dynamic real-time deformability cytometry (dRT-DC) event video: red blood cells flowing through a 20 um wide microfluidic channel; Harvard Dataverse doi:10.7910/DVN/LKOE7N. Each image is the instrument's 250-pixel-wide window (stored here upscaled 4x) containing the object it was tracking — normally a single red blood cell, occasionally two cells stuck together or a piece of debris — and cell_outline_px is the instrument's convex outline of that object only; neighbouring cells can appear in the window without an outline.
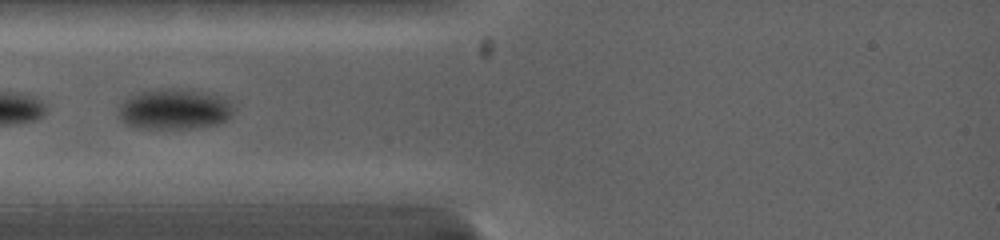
{"species": "common noctule bat (a hibernating species)", "species_latin": "Nyctalus noctula", "temperature_condition": "warm", "stored_images_in_passage": 14, "camera_frame_rate_fps": 5000, "um_per_image_px": 0.085, "animal": {"sex": "female", "body_mass_g": 19.0, "forearm_length_mm": 53.3}, "frame": {"image": 1, "passage_image": 5, "time_ms": 2.0, "image_size_px": [1000, 240], "cell_outline_px": [[236, 108], [224, 120], [216, 124], [192, 128], [148, 128], [128, 124], [120, 116], [120, 104], [124, 100], [140, 92], [156, 88], [180, 88], [208, 92], [224, 96]], "centroid_in_image_um": [14.89, 9.24], "position_along_channel_um": 70.1, "area_um2": 26.99}}
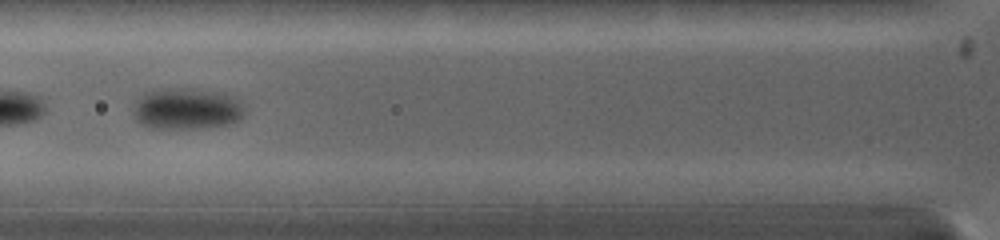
{"frame": {"image": 2, "passage_image": 7, "time_ms": 3.0, "image_size_px": [1000, 240], "cell_outline_px": [[244, 112], [236, 120], [228, 124], [196, 128], [152, 128], [140, 124], [136, 120], [132, 112], [136, 96], [156, 88], [196, 88], [224, 92], [236, 96]], "centroid_in_image_um": [15.79, 9.2], "position_along_channel_um": 110.0, "area_um2": 27.28}}
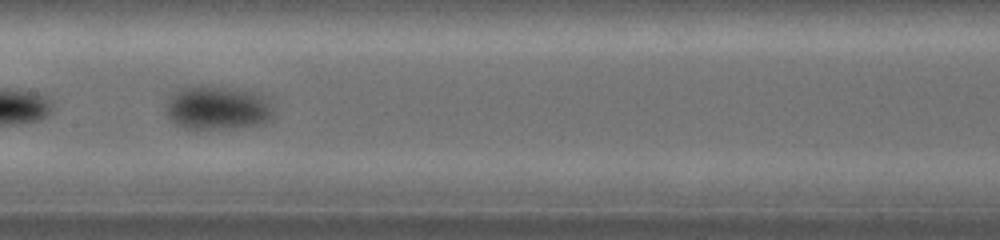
{"frame": {"image": 3, "passage_image": 11, "time_ms": 5.0, "image_size_px": [1000, 240], "cell_outline_px": [[272, 116], [268, 120], [260, 124], [232, 128], [184, 128], [176, 124], [164, 112], [164, 104], [168, 96], [180, 88], [208, 84], [236, 88], [256, 92], [264, 96], [268, 100], [272, 108]], "centroid_in_image_um": [18.43, 9.13], "position_along_channel_um": 189.0, "area_um2": 27.92}}